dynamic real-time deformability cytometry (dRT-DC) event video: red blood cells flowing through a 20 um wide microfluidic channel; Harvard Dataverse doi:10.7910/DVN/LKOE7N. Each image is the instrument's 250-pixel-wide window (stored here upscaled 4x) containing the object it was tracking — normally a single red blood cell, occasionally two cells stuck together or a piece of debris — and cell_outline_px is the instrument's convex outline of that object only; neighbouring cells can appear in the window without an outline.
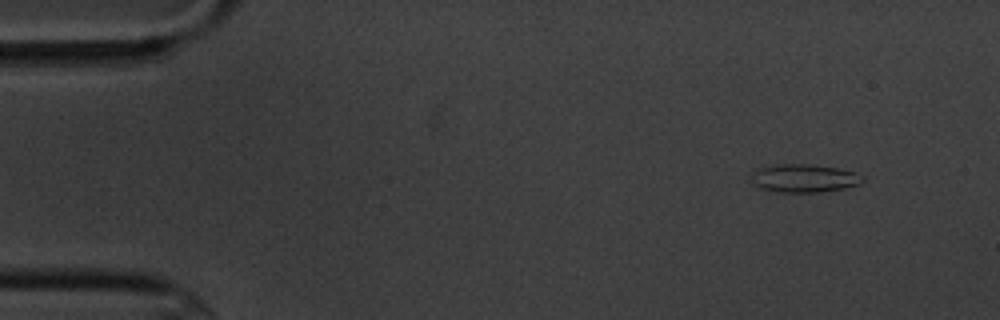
{"species": "common noctule bat (a hibernating species)", "species_latin": "Nyctalus noctula", "temperature_condition": "cold", "stored_images_in_passage": 5, "segment_of_instrument_passage": [1, 2], "camera_frame_rate_fps": 3000, "um_per_image_px": 0.085, "animal": {"sex": "male", "body_mass_g": 20.1, "forearm_length_mm": 53.5}, "frame": {"image": 1, "passage_image": 1, "time_ms": 0.0, "image_size_px": [1000, 320], "cell_outline_px": [[864, 180], [856, 184], [844, 188], [820, 192], [776, 192], [760, 188], [752, 184], [752, 172], [760, 168], [776, 164], [812, 164], [840, 168], [864, 176]], "centroid_in_image_um": [68.31, 15.15], "position_along_channel_um": 16.7, "area_um2": 18.26}}
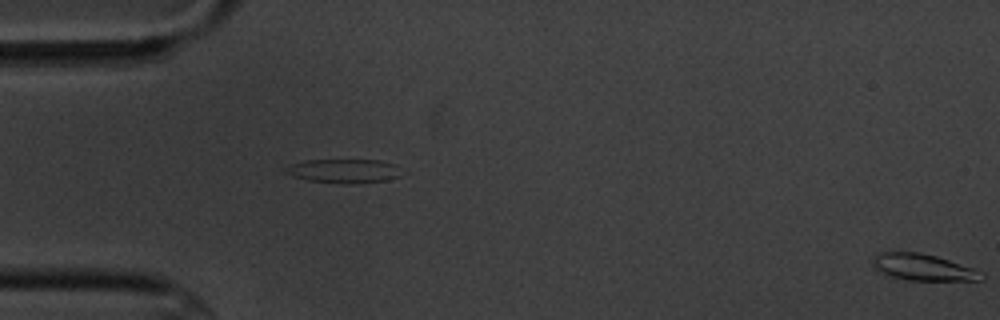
{"frame": {"image": 2, "passage_image": 4, "time_ms": 3.667, "image_size_px": [1000, 320], "cell_outline_px": [[400, 176], [388, 180], [308, 180], [292, 176], [284, 172], [284, 168], [288, 164], [304, 160], [380, 160], [392, 164], [400, 172]], "centroid_in_image_um": [29.11, 14.46], "position_along_channel_um": 55.9, "area_um2": 14.97}}